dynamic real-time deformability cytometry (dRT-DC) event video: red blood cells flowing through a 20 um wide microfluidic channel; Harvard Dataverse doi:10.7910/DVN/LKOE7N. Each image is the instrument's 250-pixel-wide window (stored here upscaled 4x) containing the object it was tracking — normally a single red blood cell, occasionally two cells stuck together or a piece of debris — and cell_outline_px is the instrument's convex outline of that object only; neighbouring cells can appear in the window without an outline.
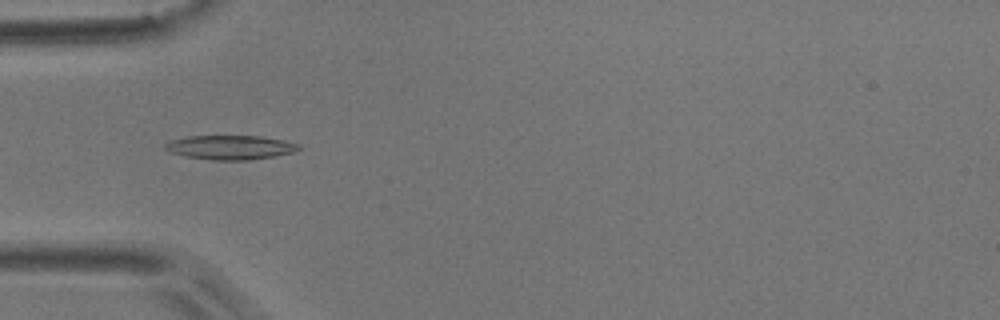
{"species": "common noctule bat (a hibernating species)", "species_latin": "Nyctalus noctula", "temperature_condition": "room temperature", "stored_images_in_passage": 9, "camera_frame_rate_fps": 3000, "um_per_image_px": 0.085, "animal": {"sex": "male", "body_mass_g": 17.9}, "frame": {"image": 1, "passage_image": 3, "time_ms": 0.667, "image_size_px": [1000, 320], "cell_outline_px": [[300, 148], [296, 152], [248, 160], [212, 160], [184, 156], [168, 152], [164, 148], [164, 144], [172, 140], [188, 136], [260, 136], [284, 140], [300, 144]], "centroid_in_image_um": [19.57, 12.53], "position_along_channel_um": 65.4, "area_um2": 18.9}}
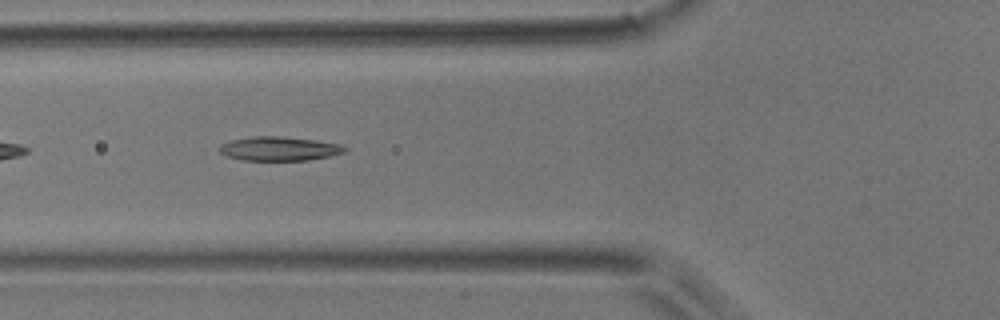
{"frame": {"image": 2, "passage_image": 6, "time_ms": 1.667, "image_size_px": [1000, 320], "cell_outline_px": [[348, 148], [344, 152], [328, 156], [308, 160], [244, 160], [228, 156], [220, 152], [220, 144], [232, 140], [252, 136], [280, 136], [312, 140], [340, 144]], "centroid_in_image_um": [23.72, 12.63], "position_along_channel_um": 102.1, "area_um2": 17.28}}